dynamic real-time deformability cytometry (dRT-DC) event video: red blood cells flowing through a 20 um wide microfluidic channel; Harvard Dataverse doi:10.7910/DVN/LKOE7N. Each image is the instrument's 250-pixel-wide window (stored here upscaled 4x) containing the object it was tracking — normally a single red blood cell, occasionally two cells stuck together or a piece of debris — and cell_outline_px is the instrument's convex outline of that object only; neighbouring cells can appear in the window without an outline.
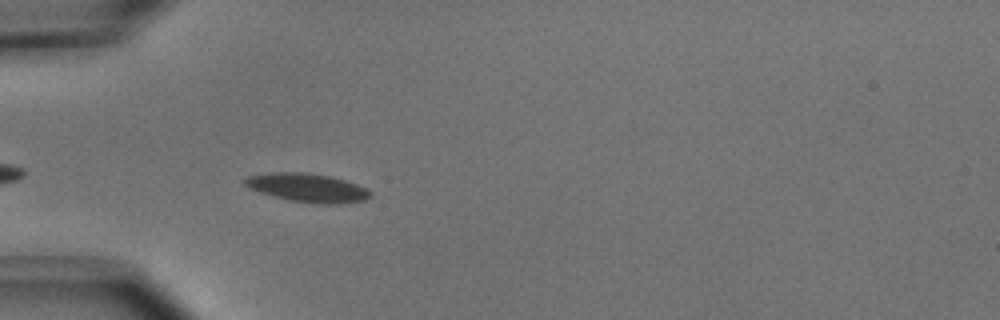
{"species": "common noctule bat (a hibernating species)", "species_latin": "Nyctalus noctula", "temperature_condition": "cold", "stored_images_in_passage": 22, "camera_frame_rate_fps": 3000, "um_per_image_px": 0.085, "animal": {"sex": "male", "body_mass_g": 15.6}, "frame": {"image": 1, "passage_image": 3, "time_ms": 0.667, "image_size_px": [1000, 320], "cell_outline_px": [[372, 196], [364, 200], [336, 204], [316, 204], [292, 200], [260, 192], [248, 188], [244, 184], [244, 180], [248, 176], [272, 172], [304, 172], [328, 176], [344, 180], [368, 188], [372, 192]], "centroid_in_image_um": [26.16, 15.95], "position_along_channel_um": 58.8, "area_um2": 20.75}}
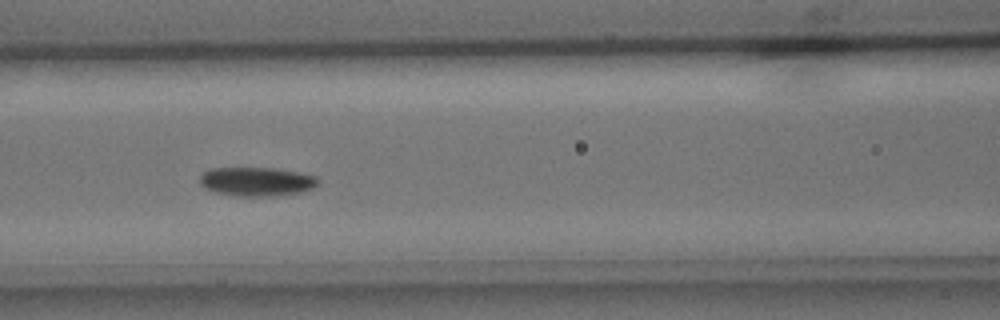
{"frame": {"image": 2, "passage_image": 10, "time_ms": 3.0, "image_size_px": [1000, 320], "cell_outline_px": [[320, 184], [312, 188], [300, 192], [276, 196], [236, 196], [216, 192], [204, 188], [200, 184], [200, 176], [204, 172], [212, 168], [276, 168], [300, 172], [316, 176], [320, 180]], "centroid_in_image_um": [21.85, 15.43], "position_along_channel_um": 144.8, "area_um2": 20.11}}
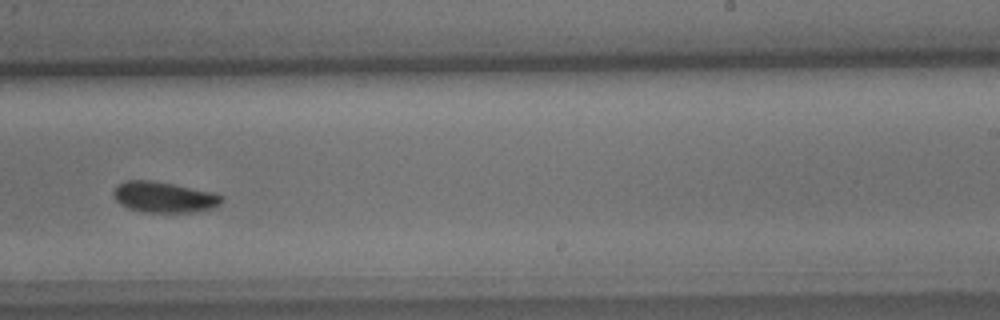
{"frame": {"image": 3, "passage_image": 20, "time_ms": 6.333, "image_size_px": [1000, 320], "cell_outline_px": [[224, 200], [216, 208], [196, 212], [140, 212], [128, 208], [120, 204], [116, 200], [112, 192], [120, 184], [128, 180], [152, 180], [212, 192], [224, 196]], "centroid_in_image_um": [13.98, 16.77], "position_along_channel_um": 275.0, "area_um2": 19.48}}